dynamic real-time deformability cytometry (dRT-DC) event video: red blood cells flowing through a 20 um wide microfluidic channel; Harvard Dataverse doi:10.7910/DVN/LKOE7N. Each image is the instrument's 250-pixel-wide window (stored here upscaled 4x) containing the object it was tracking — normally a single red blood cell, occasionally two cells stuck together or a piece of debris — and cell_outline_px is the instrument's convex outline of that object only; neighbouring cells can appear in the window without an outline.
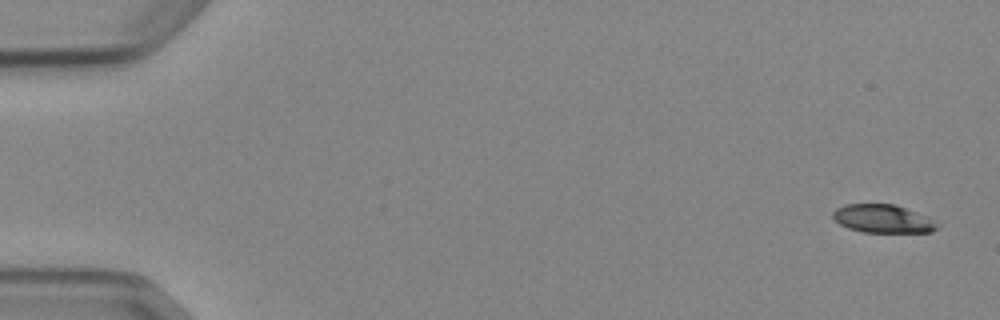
{"species": "Egyptian fruit bat (a non-hibernating species)", "species_latin": "Rousettus aegyptiacus", "temperature_condition": "cold", "stored_images_in_passage": 5, "camera_frame_rate_fps": 3000, "um_per_image_px": 0.085, "animal": {"sex": "female"}, "frame": {"image": 1, "passage_image": 1, "time_ms": 0.0, "image_size_px": [1000, 320], "cell_outline_px": [[936, 228], [932, 232], [864, 232], [848, 228], [840, 224], [832, 216], [832, 212], [836, 208], [844, 204], [892, 204], [928, 216], [936, 224]], "centroid_in_image_um": [74.99, 18.59], "position_along_channel_um": 10.0, "area_um2": 16.94}}